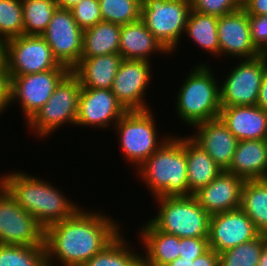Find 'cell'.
<instances>
[{"label":"cell","mask_w":267,"mask_h":266,"mask_svg":"<svg viewBox=\"0 0 267 266\" xmlns=\"http://www.w3.org/2000/svg\"><path fill=\"white\" fill-rule=\"evenodd\" d=\"M108 216L81 207L70 218L47 227L44 235L47 266L59 262L61 266H82L101 252L121 233L118 222Z\"/></svg>","instance_id":"1"},{"label":"cell","mask_w":267,"mask_h":266,"mask_svg":"<svg viewBox=\"0 0 267 266\" xmlns=\"http://www.w3.org/2000/svg\"><path fill=\"white\" fill-rule=\"evenodd\" d=\"M22 172L14 171L2 175L0 185L44 229L70 218L81 208L50 182Z\"/></svg>","instance_id":"2"},{"label":"cell","mask_w":267,"mask_h":266,"mask_svg":"<svg viewBox=\"0 0 267 266\" xmlns=\"http://www.w3.org/2000/svg\"><path fill=\"white\" fill-rule=\"evenodd\" d=\"M137 172L154 198L189 196L186 137L170 136Z\"/></svg>","instance_id":"3"},{"label":"cell","mask_w":267,"mask_h":266,"mask_svg":"<svg viewBox=\"0 0 267 266\" xmlns=\"http://www.w3.org/2000/svg\"><path fill=\"white\" fill-rule=\"evenodd\" d=\"M199 64L184 79L175 102L179 119L191 127L218 118L221 110L220 81L215 79L207 63Z\"/></svg>","instance_id":"4"},{"label":"cell","mask_w":267,"mask_h":266,"mask_svg":"<svg viewBox=\"0 0 267 266\" xmlns=\"http://www.w3.org/2000/svg\"><path fill=\"white\" fill-rule=\"evenodd\" d=\"M158 213L148 220L156 229L184 237H208L211 215L194 195L156 197Z\"/></svg>","instance_id":"5"},{"label":"cell","mask_w":267,"mask_h":266,"mask_svg":"<svg viewBox=\"0 0 267 266\" xmlns=\"http://www.w3.org/2000/svg\"><path fill=\"white\" fill-rule=\"evenodd\" d=\"M152 110L127 111L116 123V133L124 158L136 169L148 159L169 137L161 138L156 129ZM135 163V164H134Z\"/></svg>","instance_id":"6"},{"label":"cell","mask_w":267,"mask_h":266,"mask_svg":"<svg viewBox=\"0 0 267 266\" xmlns=\"http://www.w3.org/2000/svg\"><path fill=\"white\" fill-rule=\"evenodd\" d=\"M81 89L80 80L70 71L59 82L47 103L26 122L29 129L35 131L38 138H45L66 123L76 125Z\"/></svg>","instance_id":"7"},{"label":"cell","mask_w":267,"mask_h":266,"mask_svg":"<svg viewBox=\"0 0 267 266\" xmlns=\"http://www.w3.org/2000/svg\"><path fill=\"white\" fill-rule=\"evenodd\" d=\"M190 11L189 0H142L141 20L162 46L173 54L182 35L186 34L184 31Z\"/></svg>","instance_id":"8"},{"label":"cell","mask_w":267,"mask_h":266,"mask_svg":"<svg viewBox=\"0 0 267 266\" xmlns=\"http://www.w3.org/2000/svg\"><path fill=\"white\" fill-rule=\"evenodd\" d=\"M1 62L9 76L35 74L56 69L60 64L40 35H22L0 46Z\"/></svg>","instance_id":"9"},{"label":"cell","mask_w":267,"mask_h":266,"mask_svg":"<svg viewBox=\"0 0 267 266\" xmlns=\"http://www.w3.org/2000/svg\"><path fill=\"white\" fill-rule=\"evenodd\" d=\"M220 82L221 107L257 105L267 59L261 54L253 59L239 60ZM222 83V84H221Z\"/></svg>","instance_id":"10"},{"label":"cell","mask_w":267,"mask_h":266,"mask_svg":"<svg viewBox=\"0 0 267 266\" xmlns=\"http://www.w3.org/2000/svg\"><path fill=\"white\" fill-rule=\"evenodd\" d=\"M64 65L56 69L10 77V105L19 102L28 122L47 103L59 82L70 72Z\"/></svg>","instance_id":"11"},{"label":"cell","mask_w":267,"mask_h":266,"mask_svg":"<svg viewBox=\"0 0 267 266\" xmlns=\"http://www.w3.org/2000/svg\"><path fill=\"white\" fill-rule=\"evenodd\" d=\"M45 229L0 185V244L44 246Z\"/></svg>","instance_id":"12"},{"label":"cell","mask_w":267,"mask_h":266,"mask_svg":"<svg viewBox=\"0 0 267 266\" xmlns=\"http://www.w3.org/2000/svg\"><path fill=\"white\" fill-rule=\"evenodd\" d=\"M59 64L72 70L82 54L83 30L69 9L57 8L46 31L41 35Z\"/></svg>","instance_id":"13"},{"label":"cell","mask_w":267,"mask_h":266,"mask_svg":"<svg viewBox=\"0 0 267 266\" xmlns=\"http://www.w3.org/2000/svg\"><path fill=\"white\" fill-rule=\"evenodd\" d=\"M151 61L123 59L114 78L111 91L126 111L148 110L146 89L152 78Z\"/></svg>","instance_id":"14"},{"label":"cell","mask_w":267,"mask_h":266,"mask_svg":"<svg viewBox=\"0 0 267 266\" xmlns=\"http://www.w3.org/2000/svg\"><path fill=\"white\" fill-rule=\"evenodd\" d=\"M260 234L253 221L241 208L210 217L209 246L218 254L251 241Z\"/></svg>","instance_id":"15"},{"label":"cell","mask_w":267,"mask_h":266,"mask_svg":"<svg viewBox=\"0 0 267 266\" xmlns=\"http://www.w3.org/2000/svg\"><path fill=\"white\" fill-rule=\"evenodd\" d=\"M126 112L110 89L82 88L76 125L107 129L110 124L114 127Z\"/></svg>","instance_id":"16"},{"label":"cell","mask_w":267,"mask_h":266,"mask_svg":"<svg viewBox=\"0 0 267 266\" xmlns=\"http://www.w3.org/2000/svg\"><path fill=\"white\" fill-rule=\"evenodd\" d=\"M219 56L253 59L262 53L254 46L251 38L249 16L239 10L219 17L217 22Z\"/></svg>","instance_id":"17"},{"label":"cell","mask_w":267,"mask_h":266,"mask_svg":"<svg viewBox=\"0 0 267 266\" xmlns=\"http://www.w3.org/2000/svg\"><path fill=\"white\" fill-rule=\"evenodd\" d=\"M244 182L243 178L223 170L212 182L193 195L210 215L238 209L241 207Z\"/></svg>","instance_id":"18"},{"label":"cell","mask_w":267,"mask_h":266,"mask_svg":"<svg viewBox=\"0 0 267 266\" xmlns=\"http://www.w3.org/2000/svg\"><path fill=\"white\" fill-rule=\"evenodd\" d=\"M193 128L196 132L190 137L222 170H227L239 140L229 131L220 117L200 122Z\"/></svg>","instance_id":"19"},{"label":"cell","mask_w":267,"mask_h":266,"mask_svg":"<svg viewBox=\"0 0 267 266\" xmlns=\"http://www.w3.org/2000/svg\"><path fill=\"white\" fill-rule=\"evenodd\" d=\"M219 117L239 141L266 139L267 112L257 105L221 107Z\"/></svg>","instance_id":"20"},{"label":"cell","mask_w":267,"mask_h":266,"mask_svg":"<svg viewBox=\"0 0 267 266\" xmlns=\"http://www.w3.org/2000/svg\"><path fill=\"white\" fill-rule=\"evenodd\" d=\"M170 54L140 19L121 25L119 54L123 59L150 61L151 54Z\"/></svg>","instance_id":"21"},{"label":"cell","mask_w":267,"mask_h":266,"mask_svg":"<svg viewBox=\"0 0 267 266\" xmlns=\"http://www.w3.org/2000/svg\"><path fill=\"white\" fill-rule=\"evenodd\" d=\"M227 172L247 180H262L267 174L266 140H240Z\"/></svg>","instance_id":"22"},{"label":"cell","mask_w":267,"mask_h":266,"mask_svg":"<svg viewBox=\"0 0 267 266\" xmlns=\"http://www.w3.org/2000/svg\"><path fill=\"white\" fill-rule=\"evenodd\" d=\"M141 228L139 238L146 252L141 256L142 266H166L179 257V237L156 229L149 221Z\"/></svg>","instance_id":"23"},{"label":"cell","mask_w":267,"mask_h":266,"mask_svg":"<svg viewBox=\"0 0 267 266\" xmlns=\"http://www.w3.org/2000/svg\"><path fill=\"white\" fill-rule=\"evenodd\" d=\"M123 57L111 53L92 58H81L71 70L80 80L82 88L110 89Z\"/></svg>","instance_id":"24"},{"label":"cell","mask_w":267,"mask_h":266,"mask_svg":"<svg viewBox=\"0 0 267 266\" xmlns=\"http://www.w3.org/2000/svg\"><path fill=\"white\" fill-rule=\"evenodd\" d=\"M186 159L189 196L207 186L223 171L190 135L186 137Z\"/></svg>","instance_id":"25"},{"label":"cell","mask_w":267,"mask_h":266,"mask_svg":"<svg viewBox=\"0 0 267 266\" xmlns=\"http://www.w3.org/2000/svg\"><path fill=\"white\" fill-rule=\"evenodd\" d=\"M121 25L99 22L83 30L81 58L119 53Z\"/></svg>","instance_id":"26"},{"label":"cell","mask_w":267,"mask_h":266,"mask_svg":"<svg viewBox=\"0 0 267 266\" xmlns=\"http://www.w3.org/2000/svg\"><path fill=\"white\" fill-rule=\"evenodd\" d=\"M240 208L258 231L267 235V182L264 179L244 182Z\"/></svg>","instance_id":"27"},{"label":"cell","mask_w":267,"mask_h":266,"mask_svg":"<svg viewBox=\"0 0 267 266\" xmlns=\"http://www.w3.org/2000/svg\"><path fill=\"white\" fill-rule=\"evenodd\" d=\"M218 19L217 16L202 14L191 9L184 32L201 49L219 57Z\"/></svg>","instance_id":"28"},{"label":"cell","mask_w":267,"mask_h":266,"mask_svg":"<svg viewBox=\"0 0 267 266\" xmlns=\"http://www.w3.org/2000/svg\"><path fill=\"white\" fill-rule=\"evenodd\" d=\"M141 256L142 254L129 248L128 242L120 233L101 252L95 254L82 266H141Z\"/></svg>","instance_id":"29"},{"label":"cell","mask_w":267,"mask_h":266,"mask_svg":"<svg viewBox=\"0 0 267 266\" xmlns=\"http://www.w3.org/2000/svg\"><path fill=\"white\" fill-rule=\"evenodd\" d=\"M24 35H42L58 8L56 0H22Z\"/></svg>","instance_id":"30"},{"label":"cell","mask_w":267,"mask_h":266,"mask_svg":"<svg viewBox=\"0 0 267 266\" xmlns=\"http://www.w3.org/2000/svg\"><path fill=\"white\" fill-rule=\"evenodd\" d=\"M267 235L260 234L251 241L219 253V266H258Z\"/></svg>","instance_id":"31"},{"label":"cell","mask_w":267,"mask_h":266,"mask_svg":"<svg viewBox=\"0 0 267 266\" xmlns=\"http://www.w3.org/2000/svg\"><path fill=\"white\" fill-rule=\"evenodd\" d=\"M0 266H47L45 246L0 244Z\"/></svg>","instance_id":"32"},{"label":"cell","mask_w":267,"mask_h":266,"mask_svg":"<svg viewBox=\"0 0 267 266\" xmlns=\"http://www.w3.org/2000/svg\"><path fill=\"white\" fill-rule=\"evenodd\" d=\"M102 21L124 25L141 19L142 0H99Z\"/></svg>","instance_id":"33"},{"label":"cell","mask_w":267,"mask_h":266,"mask_svg":"<svg viewBox=\"0 0 267 266\" xmlns=\"http://www.w3.org/2000/svg\"><path fill=\"white\" fill-rule=\"evenodd\" d=\"M24 35L22 0H0V46Z\"/></svg>","instance_id":"34"},{"label":"cell","mask_w":267,"mask_h":266,"mask_svg":"<svg viewBox=\"0 0 267 266\" xmlns=\"http://www.w3.org/2000/svg\"><path fill=\"white\" fill-rule=\"evenodd\" d=\"M196 12L221 17L239 10L242 0H189Z\"/></svg>","instance_id":"35"},{"label":"cell","mask_w":267,"mask_h":266,"mask_svg":"<svg viewBox=\"0 0 267 266\" xmlns=\"http://www.w3.org/2000/svg\"><path fill=\"white\" fill-rule=\"evenodd\" d=\"M70 10L82 30L102 22L99 0H82Z\"/></svg>","instance_id":"36"},{"label":"cell","mask_w":267,"mask_h":266,"mask_svg":"<svg viewBox=\"0 0 267 266\" xmlns=\"http://www.w3.org/2000/svg\"><path fill=\"white\" fill-rule=\"evenodd\" d=\"M210 249L208 237L180 238L179 257L195 260Z\"/></svg>","instance_id":"37"},{"label":"cell","mask_w":267,"mask_h":266,"mask_svg":"<svg viewBox=\"0 0 267 266\" xmlns=\"http://www.w3.org/2000/svg\"><path fill=\"white\" fill-rule=\"evenodd\" d=\"M254 46L263 54L267 50V15H248Z\"/></svg>","instance_id":"38"},{"label":"cell","mask_w":267,"mask_h":266,"mask_svg":"<svg viewBox=\"0 0 267 266\" xmlns=\"http://www.w3.org/2000/svg\"><path fill=\"white\" fill-rule=\"evenodd\" d=\"M10 106V77L3 63H0V114Z\"/></svg>","instance_id":"39"},{"label":"cell","mask_w":267,"mask_h":266,"mask_svg":"<svg viewBox=\"0 0 267 266\" xmlns=\"http://www.w3.org/2000/svg\"><path fill=\"white\" fill-rule=\"evenodd\" d=\"M242 8L248 15H267V0H242Z\"/></svg>","instance_id":"40"},{"label":"cell","mask_w":267,"mask_h":266,"mask_svg":"<svg viewBox=\"0 0 267 266\" xmlns=\"http://www.w3.org/2000/svg\"><path fill=\"white\" fill-rule=\"evenodd\" d=\"M193 266H219V254L210 248L193 261Z\"/></svg>","instance_id":"41"},{"label":"cell","mask_w":267,"mask_h":266,"mask_svg":"<svg viewBox=\"0 0 267 266\" xmlns=\"http://www.w3.org/2000/svg\"><path fill=\"white\" fill-rule=\"evenodd\" d=\"M257 106L267 112V70L262 79Z\"/></svg>","instance_id":"42"},{"label":"cell","mask_w":267,"mask_h":266,"mask_svg":"<svg viewBox=\"0 0 267 266\" xmlns=\"http://www.w3.org/2000/svg\"><path fill=\"white\" fill-rule=\"evenodd\" d=\"M193 261L194 260L191 259H184L183 257H178L166 266H193Z\"/></svg>","instance_id":"43"},{"label":"cell","mask_w":267,"mask_h":266,"mask_svg":"<svg viewBox=\"0 0 267 266\" xmlns=\"http://www.w3.org/2000/svg\"><path fill=\"white\" fill-rule=\"evenodd\" d=\"M82 0H56L59 8L71 9Z\"/></svg>","instance_id":"44"},{"label":"cell","mask_w":267,"mask_h":266,"mask_svg":"<svg viewBox=\"0 0 267 266\" xmlns=\"http://www.w3.org/2000/svg\"><path fill=\"white\" fill-rule=\"evenodd\" d=\"M258 266H267V243L265 244L264 248L262 249V254L260 256Z\"/></svg>","instance_id":"45"},{"label":"cell","mask_w":267,"mask_h":266,"mask_svg":"<svg viewBox=\"0 0 267 266\" xmlns=\"http://www.w3.org/2000/svg\"><path fill=\"white\" fill-rule=\"evenodd\" d=\"M262 55L267 59V50Z\"/></svg>","instance_id":"46"}]
</instances>
